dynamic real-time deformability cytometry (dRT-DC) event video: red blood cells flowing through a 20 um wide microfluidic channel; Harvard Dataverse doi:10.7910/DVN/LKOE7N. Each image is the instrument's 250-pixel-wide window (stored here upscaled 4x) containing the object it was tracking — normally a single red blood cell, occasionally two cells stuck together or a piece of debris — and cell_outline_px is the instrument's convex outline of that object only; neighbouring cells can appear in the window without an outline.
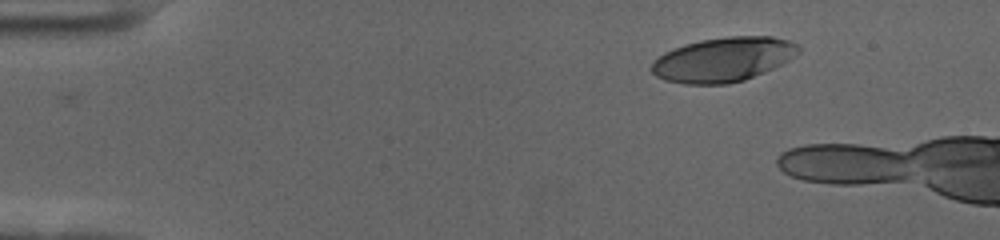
{"species": "human", "species_latin": "Homo sapiens", "temperature_condition": "cold", "stored_images_in_passage": 8, "camera_frame_rate_fps": 3000, "um_per_image_px": 0.085, "donor": {"sex": "female"}, "frame": {"image": 1, "passage_image": 2, "time_ms": 0.333, "image_size_px": [1000, 240], "cell_outline_px": [[800, 52], [796, 56], [764, 72], [744, 80], [728, 84], [684, 84], [664, 80], [656, 76], [648, 68], [652, 60], [664, 52], [684, 44], [700, 40], [728, 36], [772, 36], [788, 40], [796, 44], [800, 48]], "centroid_in_image_um": [61.43, 5.06], "position_along_channel_um": 23.6, "area_um2": 38.26}}